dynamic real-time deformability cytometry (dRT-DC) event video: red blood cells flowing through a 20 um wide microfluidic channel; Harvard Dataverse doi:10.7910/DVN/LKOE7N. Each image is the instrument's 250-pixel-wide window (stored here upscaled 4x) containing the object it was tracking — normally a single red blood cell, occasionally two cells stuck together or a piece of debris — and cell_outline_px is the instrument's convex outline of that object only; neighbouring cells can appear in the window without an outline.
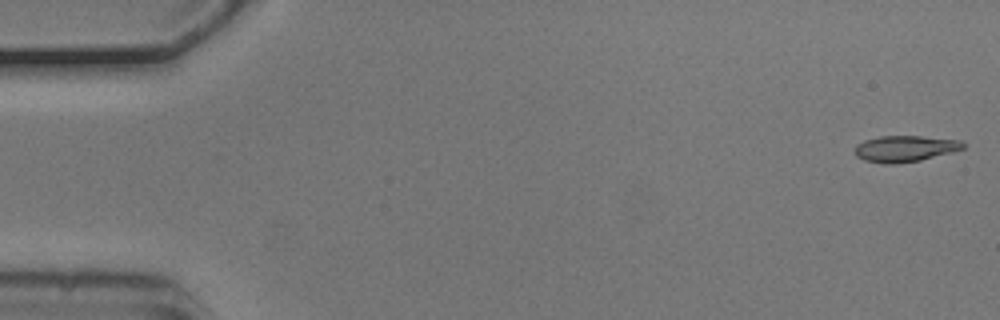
{"species": "common noctule bat (a hibernating species)", "species_latin": "Nyctalus noctula", "temperature_condition": "cold", "stored_images_in_passage": 5, "camera_frame_rate_fps": 3000, "um_per_image_px": 0.085, "animal": {"sex": "male", "body_mass_g": 20.5, "forearm_length_mm": 52.5}, "frame": {"image": 1, "passage_image": 1, "time_ms": 0.0, "image_size_px": [1000, 320], "cell_outline_px": [[964, 148], [952, 152], [920, 160], [896, 164], [884, 164], [864, 160], [856, 156], [856, 144], [864, 140], [880, 136], [920, 136], [960, 140], [964, 144]], "centroid_in_image_um": [76.9, 12.64], "position_along_channel_um": 8.1, "area_um2": 16.47}}
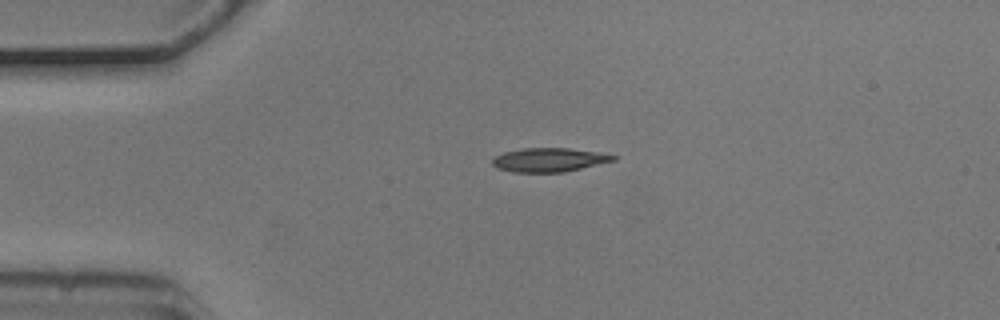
{"frame": {"image": 2, "passage_image": 4, "time_ms": 1.0, "image_size_px": [1000, 320], "cell_outline_px": [[616, 160], [564, 172], [512, 172], [496, 168], [492, 164], [492, 160], [496, 156], [504, 152], [524, 148], [568, 148], [596, 152], [616, 156]], "centroid_in_image_um": [46.64, 13.59], "position_along_channel_um": 38.4, "area_um2": 16.65}}